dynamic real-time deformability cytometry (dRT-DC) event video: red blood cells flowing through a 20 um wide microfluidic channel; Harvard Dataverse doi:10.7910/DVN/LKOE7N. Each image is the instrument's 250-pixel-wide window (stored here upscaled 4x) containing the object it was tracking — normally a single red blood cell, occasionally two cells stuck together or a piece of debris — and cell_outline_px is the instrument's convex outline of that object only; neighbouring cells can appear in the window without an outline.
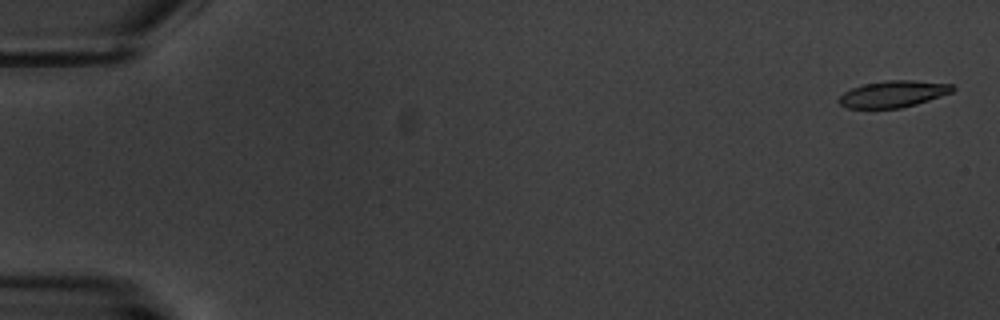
{"species": "common noctule bat (a hibernating species)", "species_latin": "Nyctalus noctula", "temperature_condition": "warm", "stored_images_in_passage": 6, "camera_frame_rate_fps": 3000, "um_per_image_px": 0.085, "animal": {"sex": "male", "body_mass_g": 20.1, "forearm_length_mm": 53.5}, "frame": {"image": 1, "passage_image": 1, "time_ms": 0.0, "image_size_px": [1000, 320], "cell_outline_px": [[956, 88], [952, 92], [916, 104], [900, 108], [848, 108], [840, 104], [836, 100], [844, 92], [852, 88], [864, 84], [888, 80], [912, 80], [952, 84]], "centroid_in_image_um": [75.91, 7.99], "position_along_channel_um": 9.1, "area_um2": 17.51}}
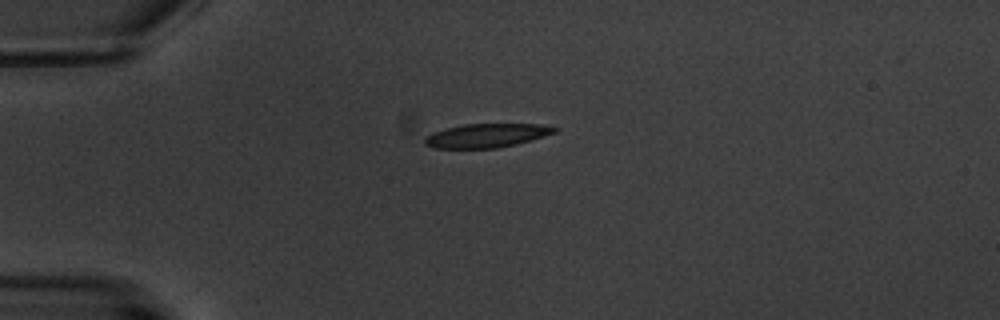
{"frame": {"image": 2, "passage_image": 5, "time_ms": 4.667, "image_size_px": [1000, 320], "cell_outline_px": [[556, 132], [516, 144], [496, 148], [436, 148], [424, 144], [424, 136], [432, 132], [464, 124], [540, 124], [556, 128]], "centroid_in_image_um": [41.3, 11.52], "position_along_channel_um": 43.7, "area_um2": 17.8}}
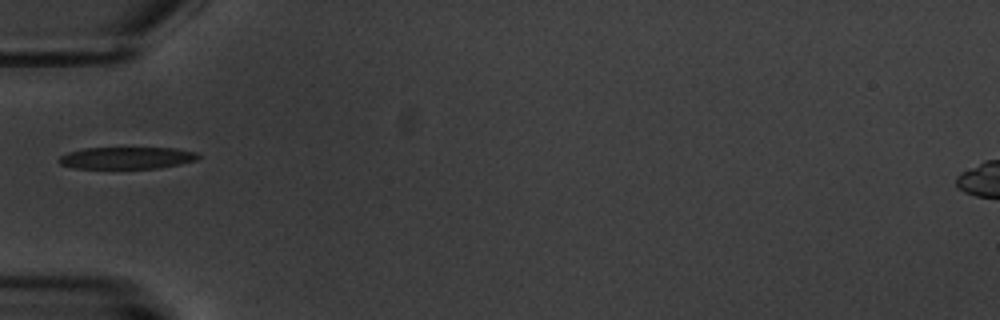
{"frame": {"image": 3, "passage_image": 6, "time_ms": 6.333, "image_size_px": [1000, 320], "cell_outline_px": [[200, 156], [196, 160], [180, 164], [160, 168], [72, 168], [60, 164], [56, 160], [60, 156], [68, 152], [84, 148], [176, 148], [196, 152]], "centroid_in_image_um": [10.75, 13.42], "position_along_channel_um": 74.2, "area_um2": 17.86}}